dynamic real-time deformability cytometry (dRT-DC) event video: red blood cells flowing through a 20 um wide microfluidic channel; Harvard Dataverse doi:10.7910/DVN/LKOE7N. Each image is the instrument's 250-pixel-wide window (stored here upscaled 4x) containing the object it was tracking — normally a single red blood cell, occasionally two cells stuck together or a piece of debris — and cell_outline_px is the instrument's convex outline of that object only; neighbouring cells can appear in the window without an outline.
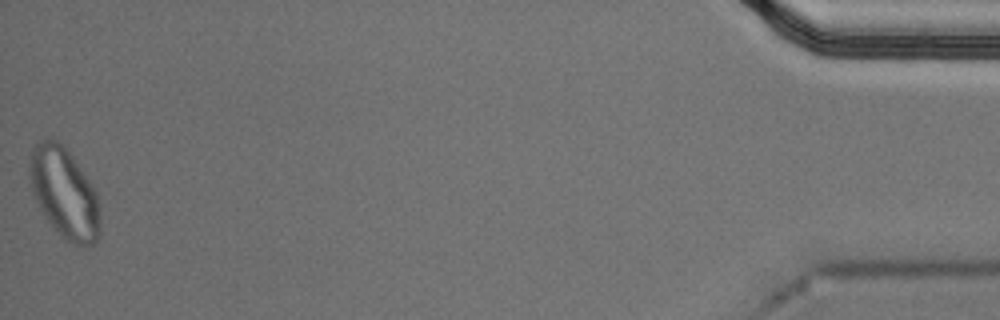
{"species": "Egyptian fruit bat (a non-hibernating species)", "species_latin": "Rousettus aegyptiacus", "temperature_condition": "cold", "stored_images_in_passage": 56, "segment_of_instrument_passage": [2, 2], "camera_frame_rate_fps": 3000, "um_per_image_px": 0.085, "animal": {"sex": "male"}, "frame": {"image": 1, "passage_image": 56, "time_ms": 18.333, "image_size_px": [1000, 320], "cell_outline_px": [[100, 236], [92, 244], [72, 244], [64, 240], [60, 236], [44, 216], [32, 192], [28, 176], [28, 168], [32, 148], [40, 140], [52, 136], [72, 156], [96, 192], [100, 212]], "centroid_in_image_um": [5.44, 16.41], "position_along_channel_um": 429.8, "area_um2": 37.17}}